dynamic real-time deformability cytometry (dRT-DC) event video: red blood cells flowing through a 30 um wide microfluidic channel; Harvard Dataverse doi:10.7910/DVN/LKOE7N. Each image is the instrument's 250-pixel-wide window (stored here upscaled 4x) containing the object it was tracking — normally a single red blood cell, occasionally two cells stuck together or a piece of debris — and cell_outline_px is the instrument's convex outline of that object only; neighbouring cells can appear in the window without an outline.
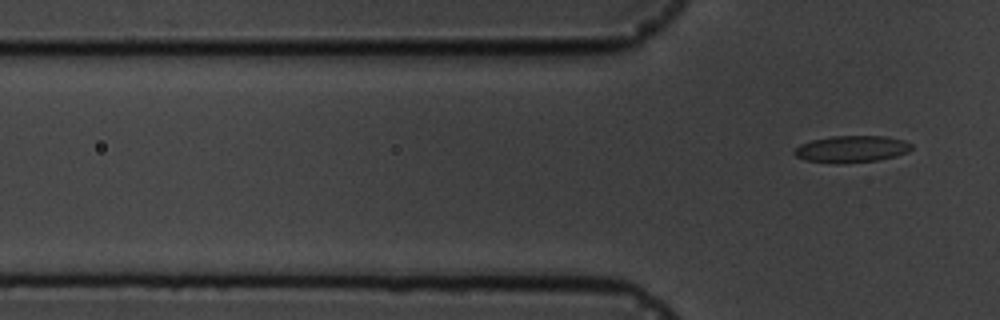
{"species": "common noctule bat (a hibernating species)", "species_latin": "Nyctalus noctula", "temperature_condition": "cold", "stored_images_in_passage": 6, "segment_of_instrument_passage": [2, 2], "camera_frame_rate_fps": 3000, "um_per_image_px": 0.085, "animal": {"sex": "male", "body_mass_g": 19.5, "forearm_length_mm": 54.6}, "frame": {"image": 1, "passage_image": 6, "time_ms": 5.667, "image_size_px": [1000, 320], "cell_outline_px": [[912, 148], [908, 152], [896, 156], [876, 160], [836, 164], [804, 160], [796, 156], [792, 152], [800, 144], [812, 140], [832, 136], [884, 136], [904, 140], [912, 144]], "centroid_in_image_um": [72.37, 12.67], "position_along_channel_um": 53.4, "area_um2": 18.32}}